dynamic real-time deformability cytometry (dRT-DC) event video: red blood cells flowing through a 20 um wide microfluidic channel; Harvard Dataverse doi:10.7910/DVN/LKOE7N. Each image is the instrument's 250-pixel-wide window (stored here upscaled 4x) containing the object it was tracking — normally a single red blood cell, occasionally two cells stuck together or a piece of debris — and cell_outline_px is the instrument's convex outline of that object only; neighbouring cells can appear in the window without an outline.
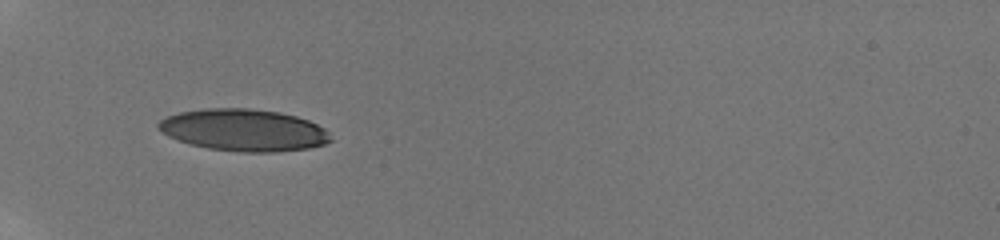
{"species": "human", "species_latin": "Homo sapiens", "temperature_condition": "room temperature", "stored_images_in_passage": 56, "camera_frame_rate_fps": 3000, "um_per_image_px": 0.085, "donor": {"sex": "male"}, "frame": {"image": 1, "passage_image": 1, "time_ms": 0.0, "image_size_px": [1000, 240], "cell_outline_px": [[332, 140], [324, 144], [308, 148], [276, 152], [244, 152], [208, 148], [192, 144], [168, 136], [156, 128], [156, 124], [160, 120], [168, 116], [180, 112], [204, 108], [248, 108], [280, 112], [296, 116], [308, 120], [324, 128], [328, 132]], "centroid_in_image_um": [20.71, 11.05], "position_along_channel_um": 64.3, "area_um2": 42.02}}
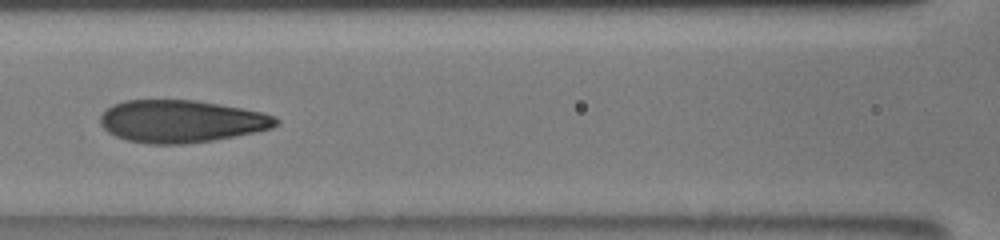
{"frame": {"image": 2, "passage_image": 20, "time_ms": 2.667, "image_size_px": [1000, 240], "cell_outline_px": [[280, 124], [272, 128], [256, 132], [212, 140], [184, 144], [148, 144], [128, 140], [116, 136], [108, 132], [100, 124], [100, 116], [112, 104], [124, 100], [196, 100], [220, 104], [264, 112], [276, 116], [280, 120]], "centroid_in_image_um": [15.44, 10.3], "position_along_channel_um": 151.2, "area_um2": 43.64}}
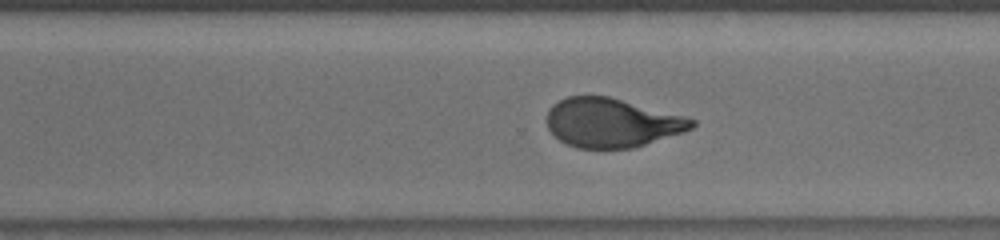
{"frame": {"image": 3, "passage_image": 50, "time_ms": 7.0, "image_size_px": [1000, 240], "cell_outline_px": [[696, 124], [692, 128], [684, 132], [632, 148], [576, 148], [560, 140], [548, 128], [548, 108], [552, 104], [568, 96], [608, 96], [684, 116], [696, 120]], "centroid_in_image_um": [52.0, 10.43], "position_along_channel_um": 318.6, "area_um2": 41.1}}